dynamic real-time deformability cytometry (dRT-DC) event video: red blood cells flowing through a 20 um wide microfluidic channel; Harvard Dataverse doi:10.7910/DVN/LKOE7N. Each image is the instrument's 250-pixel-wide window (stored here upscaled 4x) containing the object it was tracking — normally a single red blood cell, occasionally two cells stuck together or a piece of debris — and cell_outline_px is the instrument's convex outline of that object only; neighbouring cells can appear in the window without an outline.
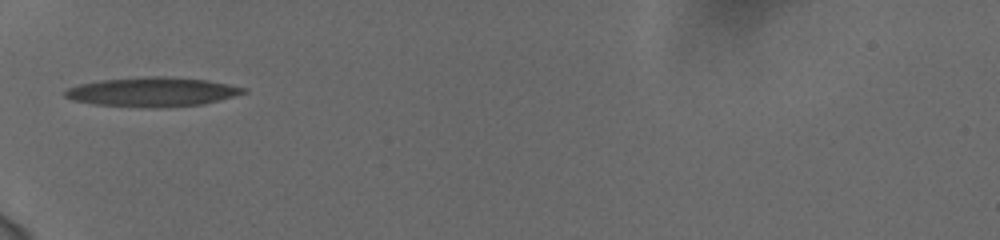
{"species": "human", "species_latin": "Homo sapiens", "temperature_condition": "cold", "stored_images_in_passage": 33, "camera_frame_rate_fps": 3000, "um_per_image_px": 0.085, "donor": {"sex": "female"}, "frame": {"image": 1, "passage_image": 1, "time_ms": 0.0, "image_size_px": [1000, 240], "cell_outline_px": [[240, 92], [228, 96], [212, 100], [192, 104], [108, 104], [80, 100], [68, 96], [68, 92], [72, 88], [88, 84], [112, 80], [200, 80], [240, 88]], "centroid_in_image_um": [12.92, 7.81], "position_along_channel_um": 72.1, "area_um2": 24.57}}
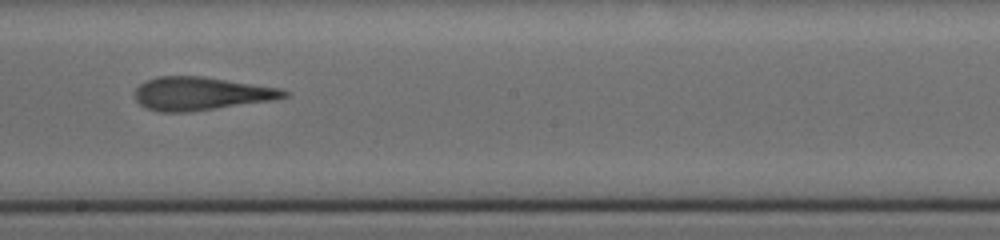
{"frame": {"image": 2, "passage_image": 14, "time_ms": 4.333, "image_size_px": [1000, 240], "cell_outline_px": [[284, 96], [204, 108], [152, 108], [144, 104], [140, 100], [140, 88], [144, 84], [152, 80], [168, 76], [188, 76], [272, 88], [284, 92]], "centroid_in_image_um": [17.02, 7.89], "position_along_channel_um": 231.2, "area_um2": 23.81}}
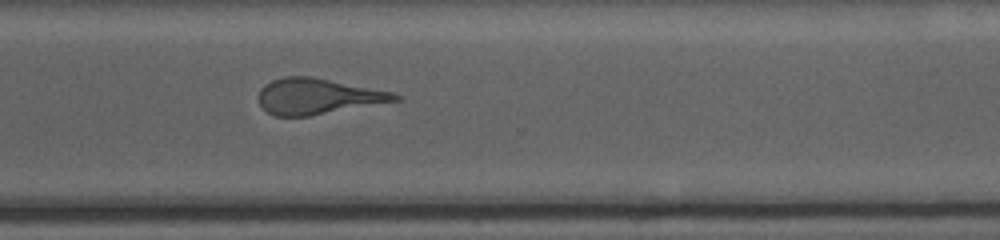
{"frame": {"image": 3, "passage_image": 23, "time_ms": 7.333, "image_size_px": [1000, 240], "cell_outline_px": [[400, 96], [396, 100], [304, 116], [276, 116], [268, 112], [260, 104], [260, 92], [268, 84], [276, 80], [292, 76], [300, 76], [324, 80], [388, 92]], "centroid_in_image_um": [26.91, 8.21], "position_along_channel_um": 343.7, "area_um2": 26.24}, "authors_computed_cell_mechanics": {"area_um2": 24.7384, "velocity_mm_per_s": 3.7649, "shape_relaxation_time_tau1_ms": 6.6617, "shape_relaxation_time_tau2_ms": 2.2388, "deformation_change_tau1": 0.2669, "deformation_change_tau2": 0.1494}}